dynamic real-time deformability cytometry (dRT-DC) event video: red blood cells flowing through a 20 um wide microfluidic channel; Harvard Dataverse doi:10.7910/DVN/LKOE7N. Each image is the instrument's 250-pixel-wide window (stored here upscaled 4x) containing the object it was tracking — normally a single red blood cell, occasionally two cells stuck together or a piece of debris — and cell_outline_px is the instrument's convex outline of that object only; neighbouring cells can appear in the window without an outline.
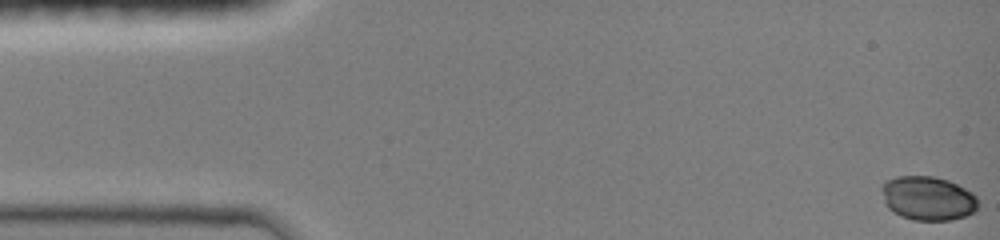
{"species": "common noctule bat (a hibernating species)", "species_latin": "Nyctalus noctula", "temperature_condition": "room temperature", "stored_images_in_passage": 33, "camera_frame_rate_fps": 3000, "um_per_image_px": 0.085, "animal": {"sex": "female", "body_mass_g": 19.0, "forearm_length_mm": 51.5}, "frame": {"image": 1, "passage_image": 1, "time_ms": 0.0, "image_size_px": [1000, 240], "cell_outline_px": [[976, 208], [972, 212], [964, 216], [952, 220], [912, 220], [900, 216], [892, 212], [884, 204], [884, 184], [888, 180], [896, 176], [932, 176], [948, 180], [964, 188], [976, 196]], "centroid_in_image_um": [78.85, 16.86], "position_along_channel_um": 6.2, "area_um2": 24.39}}
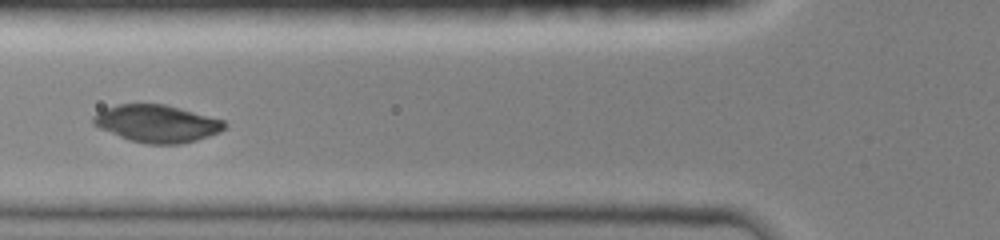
{"frame": {"image": 2, "passage_image": 16, "time_ms": 5.667, "image_size_px": [1000, 240], "cell_outline_px": [[228, 124], [220, 132], [196, 140], [180, 144], [148, 144], [128, 140], [100, 128], [92, 124], [92, 116], [116, 104], [164, 104], [224, 120]], "centroid_in_image_um": [13.34, 10.51], "position_along_channel_um": 112.5, "area_um2": 28.38}}
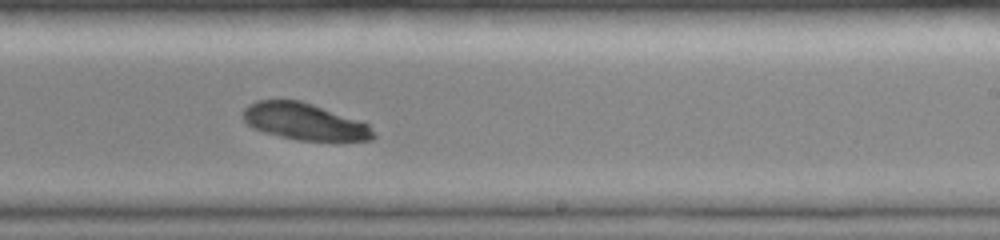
{"frame": {"image": 3, "passage_image": 32, "time_ms": 9.333, "image_size_px": [1000, 240], "cell_outline_px": [[376, 136], [372, 140], [296, 140], [264, 132], [252, 128], [244, 120], [244, 108], [248, 104], [256, 100], [300, 100], [312, 104], [368, 124]], "centroid_in_image_um": [25.84, 10.33], "position_along_channel_um": 263.2, "area_um2": 27.51}}